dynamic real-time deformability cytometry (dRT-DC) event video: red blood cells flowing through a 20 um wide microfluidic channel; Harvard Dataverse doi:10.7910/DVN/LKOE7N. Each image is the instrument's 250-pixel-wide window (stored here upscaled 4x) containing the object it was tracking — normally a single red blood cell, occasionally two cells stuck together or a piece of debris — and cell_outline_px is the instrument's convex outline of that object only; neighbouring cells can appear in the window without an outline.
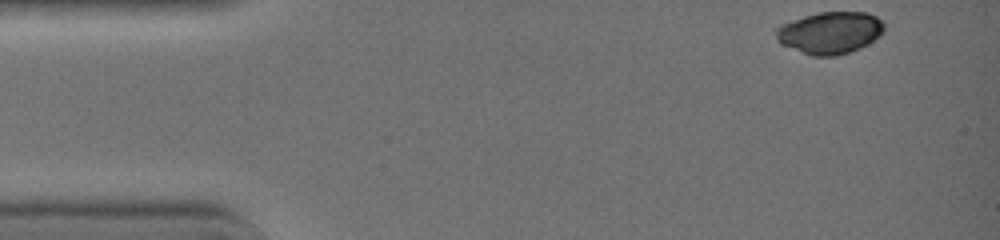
{"species": "common noctule bat (a hibernating species)", "species_latin": "Nyctalus noctula", "temperature_condition": "warm", "stored_images_in_passage": 34, "camera_frame_rate_fps": 3000, "um_per_image_px": 0.085, "animal": {"sex": "female", "body_mass_g": 19.0, "forearm_length_mm": 51.5}, "frame": {"image": 1, "passage_image": 1, "time_ms": 0.0, "image_size_px": [1000, 240], "cell_outline_px": [[884, 32], [880, 36], [868, 44], [860, 48], [836, 56], [812, 56], [780, 44], [776, 40], [772, 28], [780, 24], [816, 12], [868, 12], [876, 16], [884, 24]], "centroid_in_image_um": [70.5, 2.77], "position_along_channel_um": 14.5, "area_um2": 26.93}}
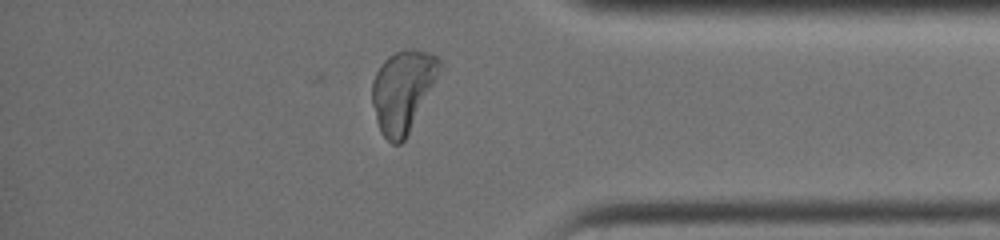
{"frame": {"image": 2, "passage_image": 34, "time_ms": 11.0, "image_size_px": [1000, 240], "cell_outline_px": [[440, 68], [404, 140], [400, 144], [392, 144], [380, 132], [376, 120], [372, 104], [372, 80], [380, 64], [388, 56], [396, 52], [408, 48], [412, 48], [428, 52], [436, 56], [440, 60]], "centroid_in_image_um": [34.17, 7.7], "position_along_channel_um": 401.0, "area_um2": 31.27}}